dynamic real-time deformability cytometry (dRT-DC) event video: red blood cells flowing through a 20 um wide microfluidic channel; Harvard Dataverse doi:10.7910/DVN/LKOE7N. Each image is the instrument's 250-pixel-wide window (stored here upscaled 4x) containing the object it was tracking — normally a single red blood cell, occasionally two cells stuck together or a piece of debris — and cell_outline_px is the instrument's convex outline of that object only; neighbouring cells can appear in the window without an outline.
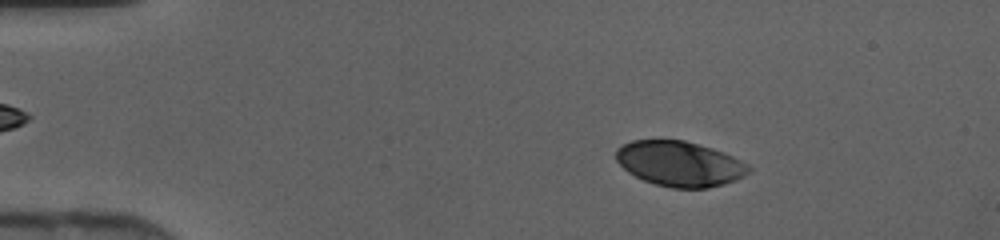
{"species": "human", "species_latin": "Homo sapiens", "temperature_condition": "cold", "stored_images_in_passage": 45, "camera_frame_rate_fps": 3000, "um_per_image_px": 0.085, "donor": {"sex": "female"}, "frame": {"image": 1, "passage_image": 7, "time_ms": 2.0, "image_size_px": [1000, 240], "cell_outline_px": [[752, 168], [744, 176], [736, 180], [724, 184], [708, 188], [672, 188], [656, 184], [644, 180], [628, 172], [616, 160], [616, 148], [632, 140], [684, 140], [712, 148], [724, 152], [748, 164]], "centroid_in_image_um": [57.78, 13.92], "position_along_channel_um": 27.2, "area_um2": 34.85}}
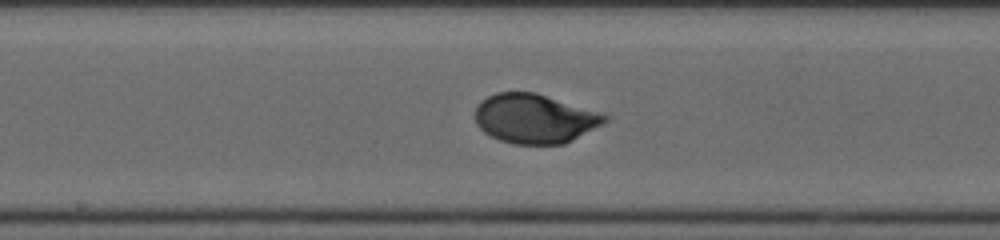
{"frame": {"image": 2, "passage_image": 24, "time_ms": 7.667, "image_size_px": [1000, 240], "cell_outline_px": [[608, 120], [572, 140], [564, 144], [512, 144], [500, 140], [484, 132], [476, 124], [476, 108], [488, 96], [496, 92], [536, 92], [604, 112], [608, 116]], "centroid_in_image_um": [45.48, 10.07], "position_along_channel_um": 202.7, "area_um2": 37.28}}
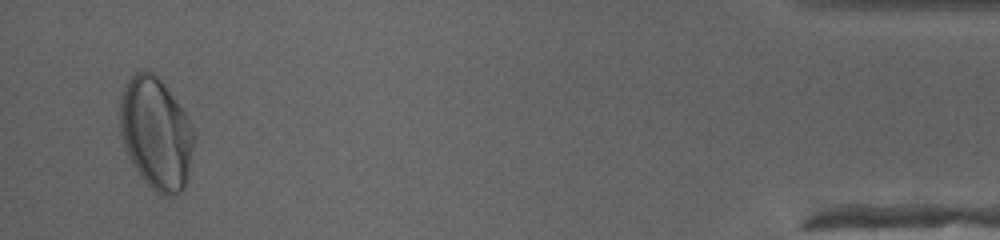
{"frame": {"image": 3, "passage_image": 44, "time_ms": 14.333, "image_size_px": [1000, 240], "cell_outline_px": [[196, 136], [184, 188], [180, 192], [172, 196], [164, 196], [156, 192], [140, 176], [132, 164], [124, 148], [116, 116], [120, 96], [124, 84], [128, 76], [132, 72], [152, 72], [164, 84], [188, 116], [196, 132]], "centroid_in_image_um": [13.22, 11.3], "position_along_channel_um": 422.0, "area_um2": 49.25}}